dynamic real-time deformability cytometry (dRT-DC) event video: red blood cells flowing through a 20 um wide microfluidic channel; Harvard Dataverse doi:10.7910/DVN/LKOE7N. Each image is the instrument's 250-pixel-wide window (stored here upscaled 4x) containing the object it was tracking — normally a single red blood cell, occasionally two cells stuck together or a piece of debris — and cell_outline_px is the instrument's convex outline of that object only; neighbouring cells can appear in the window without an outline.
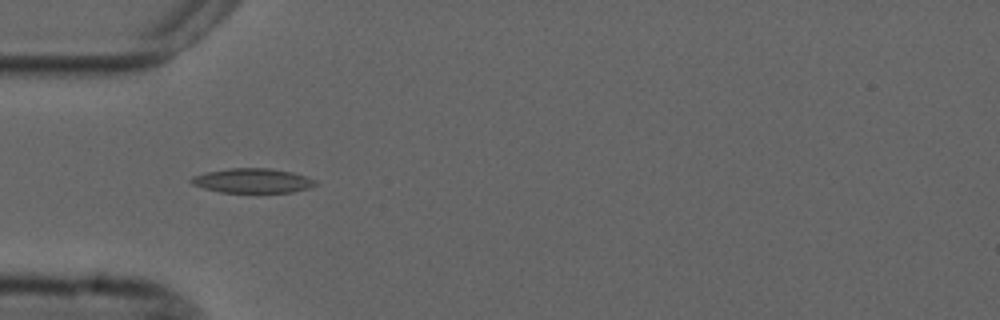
{"species": "common noctule bat (a hibernating species)", "species_latin": "Nyctalus noctula", "temperature_condition": "cold", "stored_images_in_passage": 4, "camera_frame_rate_fps": 3000, "um_per_image_px": 0.085, "animal": {"sex": "male", "forearm_length_mm": 52.5}, "frame": {"image": 1, "passage_image": 4, "time_ms": 3.667, "image_size_px": [1000, 320], "cell_outline_px": [[316, 184], [308, 188], [292, 192], [220, 192], [204, 188], [192, 184], [188, 180], [192, 176], [208, 172], [228, 168], [268, 168], [292, 172], [316, 180]], "centroid_in_image_um": [21.43, 15.35], "position_along_channel_um": 63.6, "area_um2": 17.57}}